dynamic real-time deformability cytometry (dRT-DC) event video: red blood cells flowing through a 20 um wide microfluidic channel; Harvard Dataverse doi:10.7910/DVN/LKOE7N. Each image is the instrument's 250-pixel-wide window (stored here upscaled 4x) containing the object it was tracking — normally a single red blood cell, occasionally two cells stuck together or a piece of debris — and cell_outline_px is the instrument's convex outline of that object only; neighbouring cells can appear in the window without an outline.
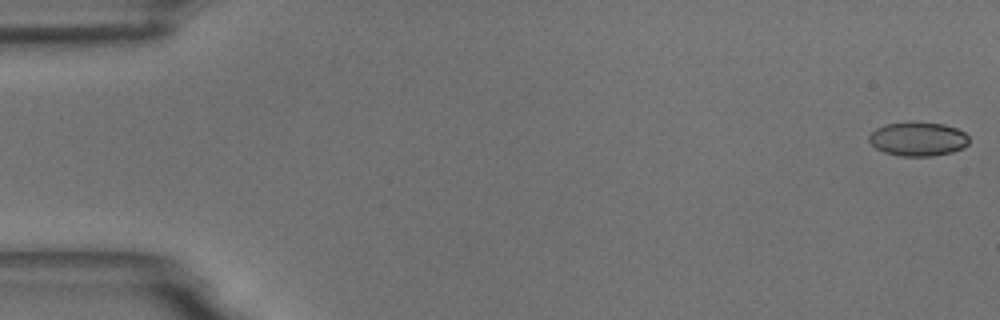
{"species": "common noctule bat (a hibernating species)", "species_latin": "Nyctalus noctula", "temperature_condition": "room temperature", "stored_images_in_passage": 55, "camera_frame_rate_fps": 3000, "um_per_image_px": 0.085, "animal": {"sex": "male", "body_mass_g": 18.8}, "frame": {"image": 1, "passage_image": 1, "time_ms": 0.0, "image_size_px": [1000, 320], "cell_outline_px": [[968, 144], [964, 148], [952, 152], [932, 156], [900, 156], [884, 152], [876, 148], [868, 140], [868, 136], [876, 128], [884, 124], [912, 120], [944, 124], [956, 128], [964, 132], [968, 136]], "centroid_in_image_um": [78.02, 11.79], "position_along_channel_um": 7.0, "area_um2": 20.23}}
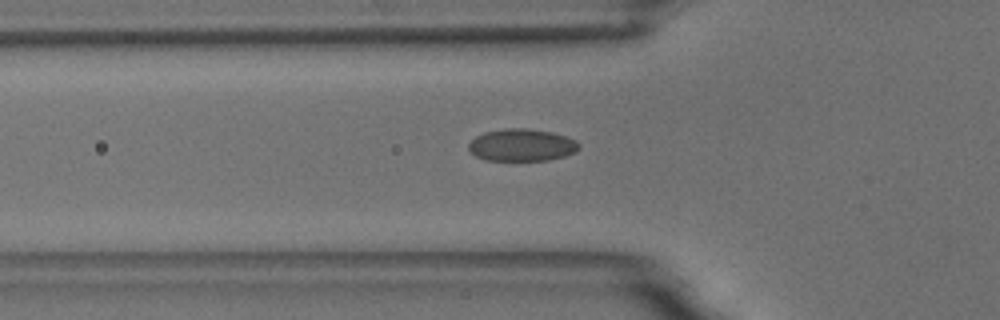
{"frame": {"image": 2, "passage_image": 19, "time_ms": 6.0, "image_size_px": [1000, 320], "cell_outline_px": [[580, 148], [576, 152], [564, 156], [548, 160], [484, 160], [476, 156], [468, 148], [468, 144], [476, 136], [484, 132], [504, 128], [524, 128], [552, 132], [576, 140], [580, 144]], "centroid_in_image_um": [44.36, 12.33], "position_along_channel_um": 81.4, "area_um2": 20.75}}
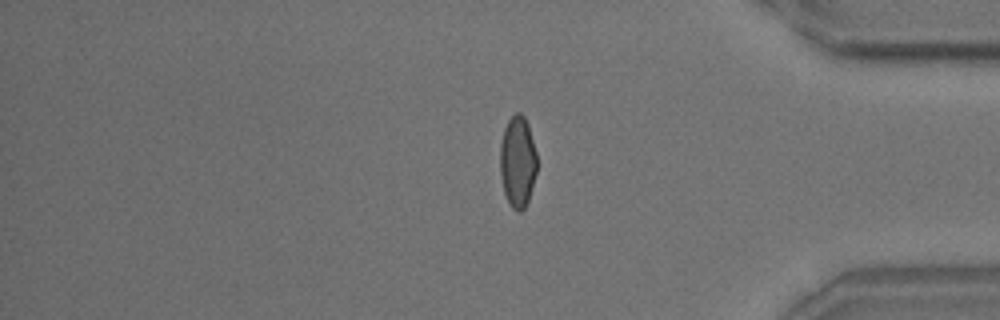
{"frame": {"image": 3, "passage_image": 46, "time_ms": 15.0, "image_size_px": [1000, 320], "cell_outline_px": [[536, 172], [528, 200], [524, 208], [520, 212], [516, 212], [512, 208], [504, 192], [500, 176], [500, 144], [504, 128], [508, 120], [516, 112], [520, 112], [524, 116], [528, 124], [536, 152]], "centroid_in_image_um": [43.98, 13.73], "position_along_channel_um": 391.2, "area_um2": 19.59}, "authors_computed_cell_mechanics": {"area_um2": 20.0566, "velocity_mm_per_s": 3.6749, "shape_relaxation_time_tau1_ms": 5.2112, "shape_relaxation_time_tau2_ms": 1.0937, "deformation_change_tau1": 0.1242, "deformation_change_tau2": 0.0273}}